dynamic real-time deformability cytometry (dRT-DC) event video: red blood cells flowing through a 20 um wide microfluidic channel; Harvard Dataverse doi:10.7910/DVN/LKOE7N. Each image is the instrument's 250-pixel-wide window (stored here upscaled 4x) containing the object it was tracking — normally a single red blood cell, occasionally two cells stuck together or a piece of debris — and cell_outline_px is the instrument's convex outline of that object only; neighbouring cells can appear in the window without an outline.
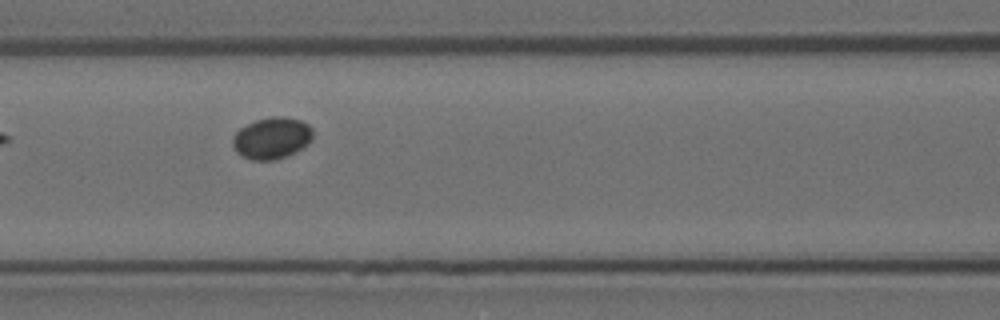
{"species": "Egyptian fruit bat (a non-hibernating species)", "species_latin": "Rousettus aegyptiacus", "temperature_condition": "room temperature", "stored_images_in_passage": 14, "camera_frame_rate_fps": 3000, "um_per_image_px": 0.085, "animal": {"sex": "female"}, "frame": {"image": 1, "passage_image": 7, "time_ms": 2.0, "image_size_px": [1000, 320], "cell_outline_px": [[312, 140], [308, 144], [296, 152], [276, 160], [252, 160], [236, 152], [232, 144], [232, 136], [240, 128], [256, 120], [272, 116], [284, 116], [300, 120], [308, 124], [312, 128]], "centroid_in_image_um": [23.11, 11.74], "position_along_channel_um": 143.5, "area_um2": 19.54}}
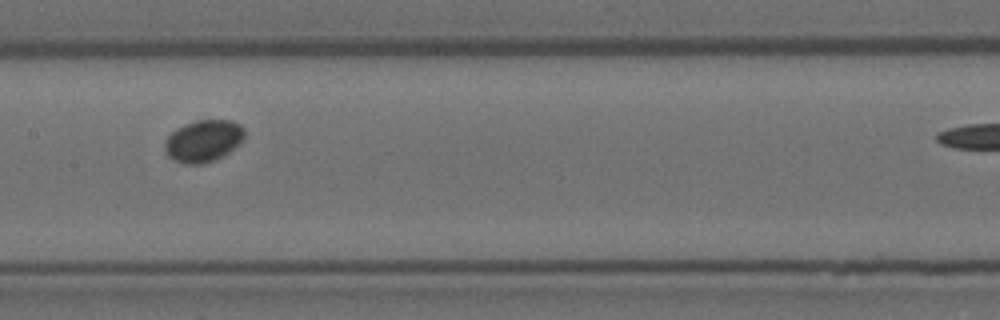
{"frame": {"image": 2, "passage_image": 8, "time_ms": 2.333, "image_size_px": [1000, 320], "cell_outline_px": [[244, 136], [240, 144], [228, 152], [204, 164], [184, 164], [176, 160], [164, 148], [164, 140], [176, 128], [184, 124], [196, 120], [232, 120], [240, 124], [244, 128]], "centroid_in_image_um": [17.3, 11.95], "position_along_channel_um": 190.1, "area_um2": 19.31}}
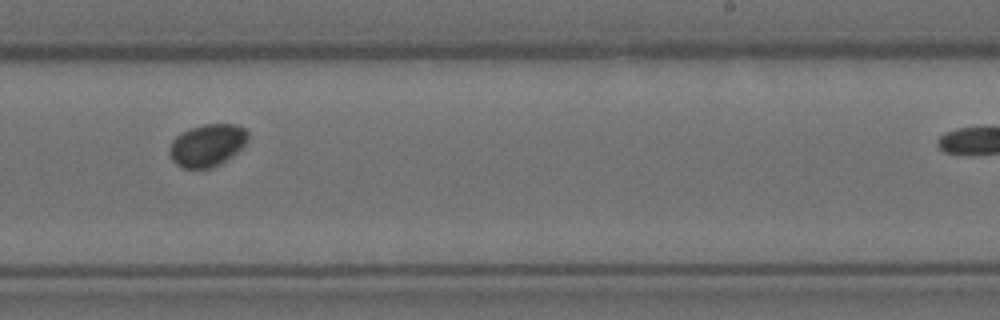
{"frame": {"image": 3, "passage_image": 10, "time_ms": 3.0, "image_size_px": [1000, 320], "cell_outline_px": [[248, 140], [232, 156], [220, 164], [212, 168], [184, 168], [176, 164], [172, 160], [168, 152], [168, 148], [172, 140], [180, 132], [188, 128], [204, 124], [236, 124], [244, 128], [248, 132]], "centroid_in_image_um": [17.58, 12.33], "position_along_channel_um": 271.4, "area_um2": 19.54}}